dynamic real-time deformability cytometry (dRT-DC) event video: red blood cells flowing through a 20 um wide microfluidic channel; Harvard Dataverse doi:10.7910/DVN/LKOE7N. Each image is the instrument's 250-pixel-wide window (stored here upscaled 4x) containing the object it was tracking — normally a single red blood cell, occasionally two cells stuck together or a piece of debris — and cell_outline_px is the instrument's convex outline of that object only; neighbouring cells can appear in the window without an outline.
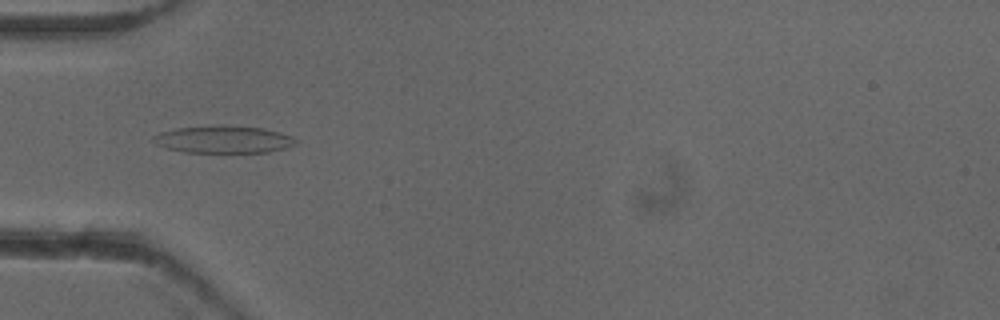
{"species": "common noctule bat (a hibernating species)", "species_latin": "Nyctalus noctula", "temperature_condition": "cold", "stored_images_in_passage": 38, "camera_frame_rate_fps": 3000, "um_per_image_px": 0.085, "animal": {"sex": "female"}, "frame": {"image": 1, "passage_image": 3, "time_ms": 0.667, "image_size_px": [1000, 320], "cell_outline_px": [[300, 140], [296, 144], [284, 148], [268, 152], [184, 152], [168, 148], [156, 144], [152, 140], [152, 136], [160, 132], [176, 128], [264, 128], [280, 132], [292, 136]], "centroid_in_image_um": [19.03, 11.89], "position_along_channel_um": 66.0, "area_um2": 21.68}}
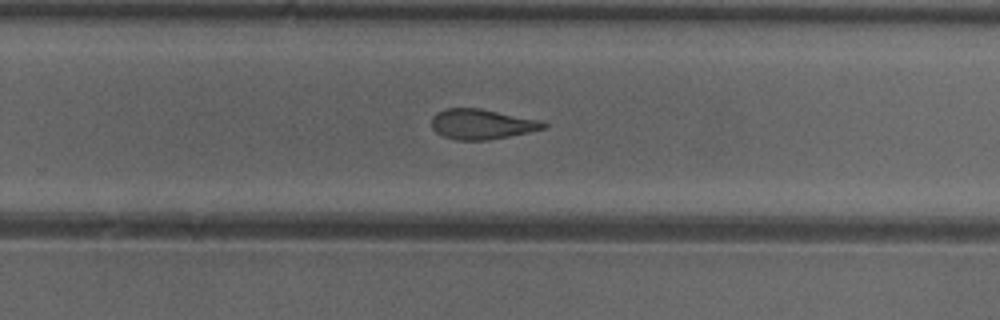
{"frame": {"image": 2, "passage_image": 20, "time_ms": 6.333, "image_size_px": [1000, 320], "cell_outline_px": [[548, 128], [488, 140], [456, 140], [444, 136], [436, 132], [432, 128], [432, 116], [436, 112], [444, 108], [480, 108], [540, 120], [548, 124]], "centroid_in_image_um": [40.94, 10.54], "position_along_channel_um": 288.9, "area_um2": 19.71}}
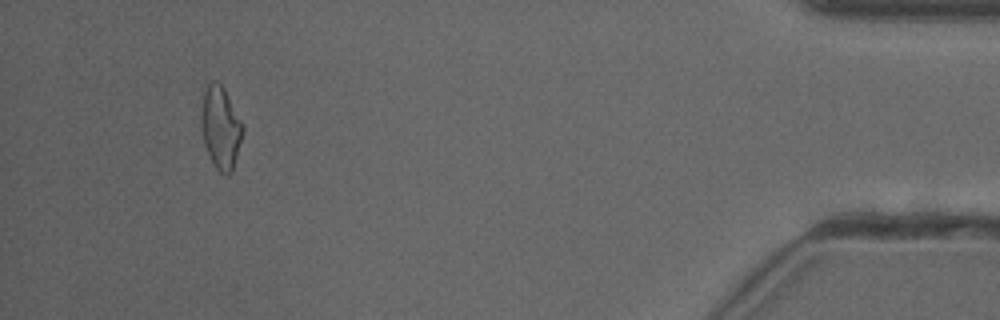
{"frame": {"image": 3, "passage_image": 35, "time_ms": 11.333, "image_size_px": [1000, 320], "cell_outline_px": [[244, 132], [232, 172], [228, 176], [220, 172], [216, 168], [204, 144], [200, 128], [200, 112], [204, 92], [208, 84], [212, 80], [216, 80], [224, 88], [244, 124]], "centroid_in_image_um": [18.76, 10.83], "position_along_channel_um": 416.4, "area_um2": 20.29}, "authors_computed_cell_mechanics": {"area_um2": 20.2011, "velocity_mm_per_s": 3.9487, "shape_relaxation_time_tau1_ms": null, "shape_relaxation_time_tau2_ms": 2.9216, "deformation_change_tau1": null, "deformation_change_tau2": 0.1091}}